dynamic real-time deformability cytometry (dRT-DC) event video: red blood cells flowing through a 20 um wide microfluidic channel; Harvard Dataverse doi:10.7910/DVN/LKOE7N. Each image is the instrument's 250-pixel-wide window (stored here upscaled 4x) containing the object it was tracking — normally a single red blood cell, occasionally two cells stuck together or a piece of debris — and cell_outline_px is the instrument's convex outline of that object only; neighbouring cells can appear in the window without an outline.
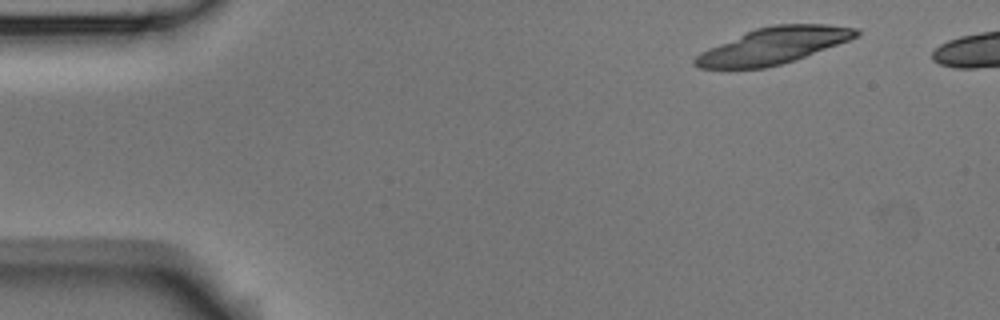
{"species": "Egyptian fruit bat (a non-hibernating species)", "species_latin": "Rousettus aegyptiacus", "temperature_condition": "room temperature", "stored_images_in_passage": 4, "camera_frame_rate_fps": 3000, "um_per_image_px": 0.085, "animal": {"sex": "male"}, "frame": {"image": 1, "passage_image": 1, "time_ms": 0.0, "image_size_px": [1000, 320], "cell_outline_px": [[860, 36], [796, 60], [764, 68], [700, 68], [692, 64], [692, 60], [700, 52], [708, 48], [756, 28], [772, 24], [828, 24], [860, 28]], "centroid_in_image_um": [65.78, 3.87], "position_along_channel_um": 19.2, "area_um2": 34.22}}